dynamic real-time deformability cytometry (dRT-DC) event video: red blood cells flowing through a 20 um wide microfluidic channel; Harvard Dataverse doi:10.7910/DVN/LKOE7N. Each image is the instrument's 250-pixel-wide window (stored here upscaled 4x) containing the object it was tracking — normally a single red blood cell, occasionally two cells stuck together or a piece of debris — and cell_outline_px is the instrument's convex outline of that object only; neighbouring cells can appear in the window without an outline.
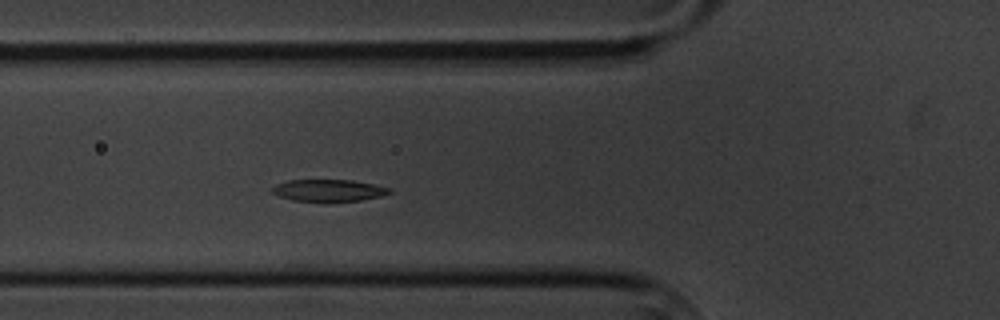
{"species": "common noctule bat (a hibernating species)", "species_latin": "Nyctalus noctula", "temperature_condition": "cold", "stored_images_in_passage": 2, "camera_frame_rate_fps": 3000, "um_per_image_px": 0.085, "animal": {"sex": "male", "body_mass_g": 20.1, "forearm_length_mm": 53.5}, "frame": {"image": 1, "passage_image": 2, "time_ms": 1.0, "image_size_px": [1000, 320], "cell_outline_px": [[392, 192], [380, 196], [360, 200], [328, 204], [324, 204], [292, 200], [280, 196], [272, 192], [272, 188], [276, 184], [288, 180], [352, 180], [392, 188]], "centroid_in_image_um": [27.93, 16.22], "position_along_channel_um": 97.9, "area_um2": 15.55}}